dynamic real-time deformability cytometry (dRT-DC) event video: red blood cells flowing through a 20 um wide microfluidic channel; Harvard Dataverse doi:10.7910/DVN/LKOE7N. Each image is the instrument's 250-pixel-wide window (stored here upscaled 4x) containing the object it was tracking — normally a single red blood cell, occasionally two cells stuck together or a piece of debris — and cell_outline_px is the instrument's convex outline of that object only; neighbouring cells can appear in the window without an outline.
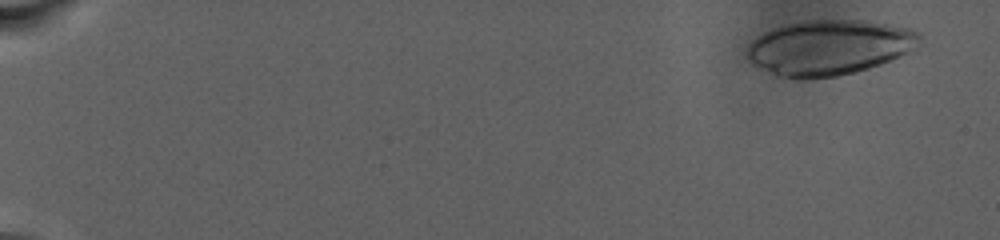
{"species": "human", "species_latin": "Homo sapiens", "temperature_condition": "warm", "stored_images_in_passage": 83, "camera_frame_rate_fps": 3000, "um_per_image_px": 0.085, "donor": {"sex": "male"}, "frame": {"image": 1, "passage_image": 6, "time_ms": 1.667, "image_size_px": [1000, 240], "cell_outline_px": [[920, 48], [916, 52], [856, 72], [836, 76], [804, 80], [800, 80], [776, 76], [752, 64], [748, 60], [748, 44], [752, 40], [764, 32], [772, 28], [784, 24], [804, 20], [868, 20], [912, 28], [920, 32]], "centroid_in_image_um": [70.54, 4.04], "position_along_channel_um": 14.5, "area_um2": 56.7}}
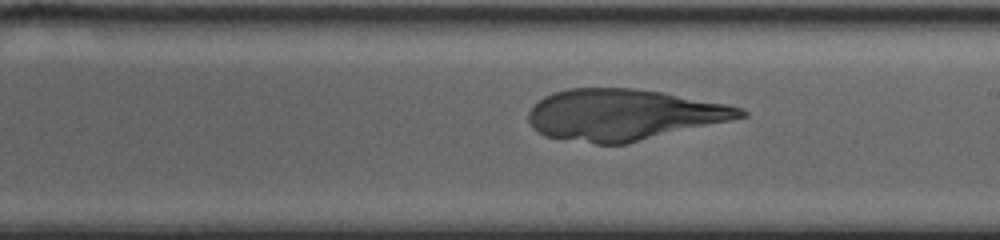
{"frame": {"image": 2, "passage_image": 57, "time_ms": 18.667, "image_size_px": [1000, 240], "cell_outline_px": [[748, 116], [628, 144], [596, 144], [544, 136], [528, 120], [528, 112], [544, 96], [552, 92], [568, 88], [636, 88], [660, 92], [728, 104], [744, 108], [748, 112]], "centroid_in_image_um": [53.03, 9.75], "position_along_channel_um": 236.0, "area_um2": 63.12}}
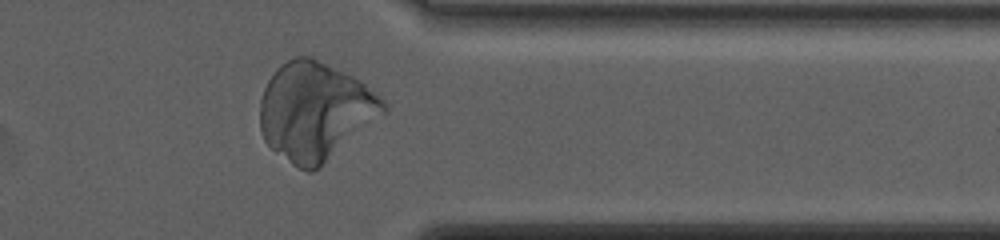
{"frame": {"image": 3, "passage_image": 76, "time_ms": 25.0, "image_size_px": [1000, 240], "cell_outline_px": [[388, 108], [384, 112], [320, 168], [312, 172], [308, 172], [296, 168], [276, 152], [264, 140], [260, 128], [260, 100], [264, 88], [268, 80], [276, 68], [280, 64], [296, 56], [312, 56], [360, 80], [380, 96], [388, 104]], "centroid_in_image_um": [26.75, 9.45], "position_along_channel_um": 384.6, "area_um2": 70.28}}